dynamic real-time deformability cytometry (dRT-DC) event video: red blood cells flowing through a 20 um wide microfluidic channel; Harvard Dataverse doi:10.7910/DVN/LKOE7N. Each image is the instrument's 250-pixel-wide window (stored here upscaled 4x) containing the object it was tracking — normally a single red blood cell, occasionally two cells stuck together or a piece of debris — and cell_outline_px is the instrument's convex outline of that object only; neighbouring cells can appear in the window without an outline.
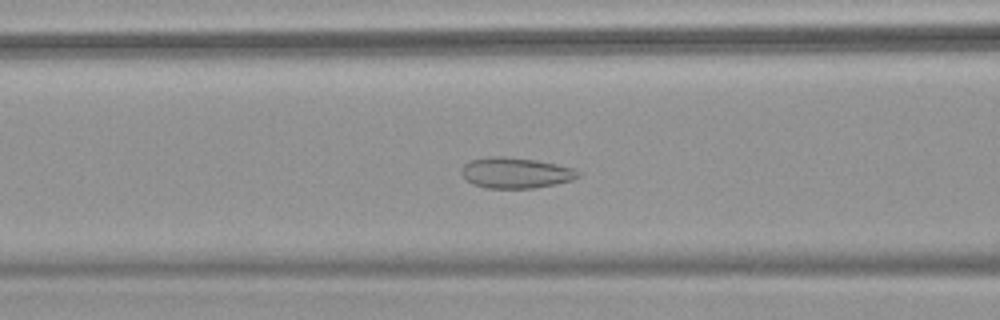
{"species": "common noctule bat (a hibernating species)", "species_latin": "Nyctalus noctula", "temperature_condition": "warm", "stored_images_in_passage": 54, "camera_frame_rate_fps": 3000, "um_per_image_px": 0.085, "animal": {"sex": "female", "body_mass_g": 18.4}, "frame": {"image": 1, "passage_image": 23, "time_ms": 7.333, "image_size_px": [1000, 320], "cell_outline_px": [[580, 176], [572, 180], [556, 184], [536, 188], [484, 188], [472, 184], [464, 180], [460, 172], [460, 168], [464, 164], [472, 160], [488, 156], [504, 156], [536, 160], [556, 164], [572, 168], [580, 172]], "centroid_in_image_um": [43.78, 14.7], "position_along_channel_um": 122.8, "area_um2": 21.15}}
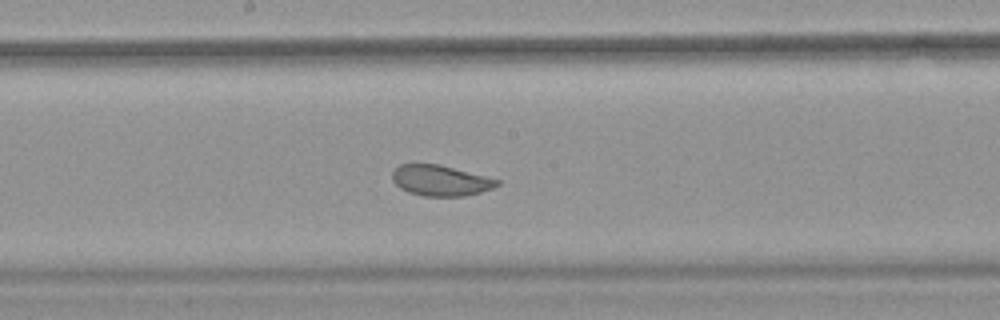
{"frame": {"image": 2, "passage_image": 30, "time_ms": 9.667, "image_size_px": [1000, 320], "cell_outline_px": [[500, 184], [492, 188], [480, 192], [464, 196], [424, 196], [408, 192], [400, 188], [392, 180], [392, 172], [400, 164], [440, 164], [500, 180]], "centroid_in_image_um": [37.43, 15.34], "position_along_channel_um": 210.8, "area_um2": 18.67}}
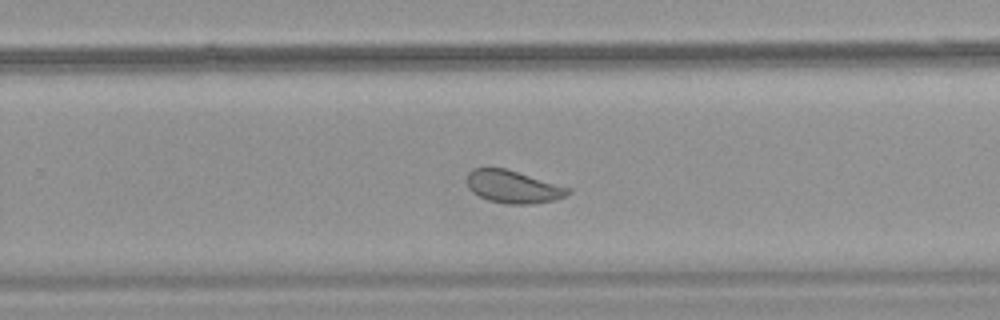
{"frame": {"image": 3, "passage_image": 36, "time_ms": 11.667, "image_size_px": [1000, 320], "cell_outline_px": [[572, 192], [556, 200], [532, 204], [508, 204], [488, 200], [472, 192], [468, 188], [468, 172], [472, 168], [504, 168], [572, 188]], "centroid_in_image_um": [43.64, 15.88], "position_along_channel_um": 286.2, "area_um2": 19.19}, "authors_computed_cell_mechanics": {"area_um2": 23.2645, "velocity_mm_per_s": 3.7855, "shape_relaxation_time_tau1_ms": 5.2187, "shape_relaxation_time_tau2_ms": 0.8661, "deformation_change_tau1": 0.104, "deformation_change_tau2": 0.076}}